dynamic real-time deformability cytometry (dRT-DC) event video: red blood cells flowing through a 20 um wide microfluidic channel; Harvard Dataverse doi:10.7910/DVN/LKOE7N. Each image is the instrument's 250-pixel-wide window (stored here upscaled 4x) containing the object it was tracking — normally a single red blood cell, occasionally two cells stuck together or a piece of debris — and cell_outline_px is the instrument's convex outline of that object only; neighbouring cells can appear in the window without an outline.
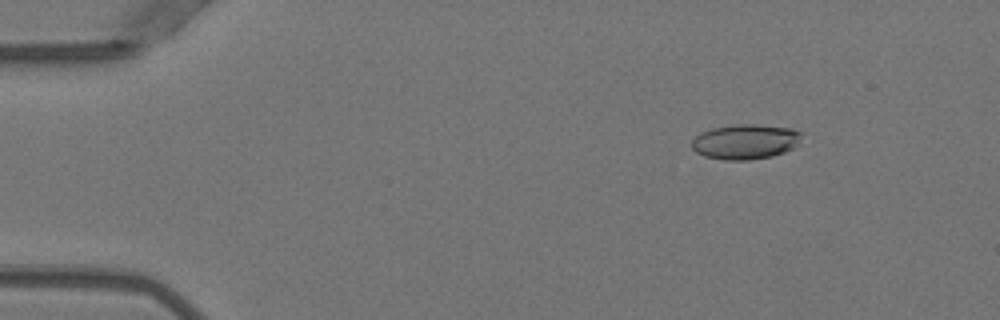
{"species": "Egyptian fruit bat (a non-hibernating species)", "species_latin": "Rousettus aegyptiacus", "temperature_condition": "warm", "stored_images_in_passage": 51, "camera_frame_rate_fps": 3000, "um_per_image_px": 0.085, "animal": {"sex": "female"}, "frame": {"image": 1, "passage_image": 7, "time_ms": 2.0, "image_size_px": [1000, 320], "cell_outline_px": [[800, 136], [796, 144], [792, 148], [784, 152], [772, 156], [748, 160], [724, 160], [704, 156], [696, 152], [692, 148], [692, 140], [700, 132], [712, 128], [736, 124], [756, 124], [792, 128], [800, 132]], "centroid_in_image_um": [63.31, 12.04], "position_along_channel_um": 21.7, "area_um2": 22.31}}
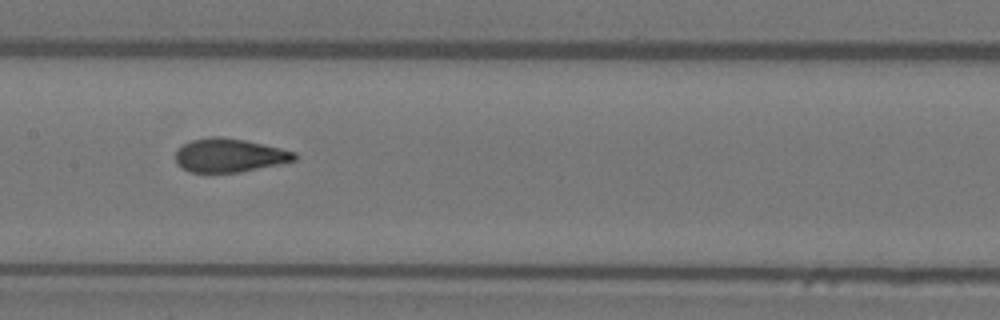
{"frame": {"image": 2, "passage_image": 26, "time_ms": 8.333, "image_size_px": [1000, 320], "cell_outline_px": [[296, 160], [240, 172], [192, 172], [176, 164], [176, 152], [184, 144], [192, 140], [212, 136], [220, 136], [244, 140], [280, 148], [296, 152]], "centroid_in_image_um": [19.49, 13.2], "position_along_channel_um": 187.9, "area_um2": 22.95}}
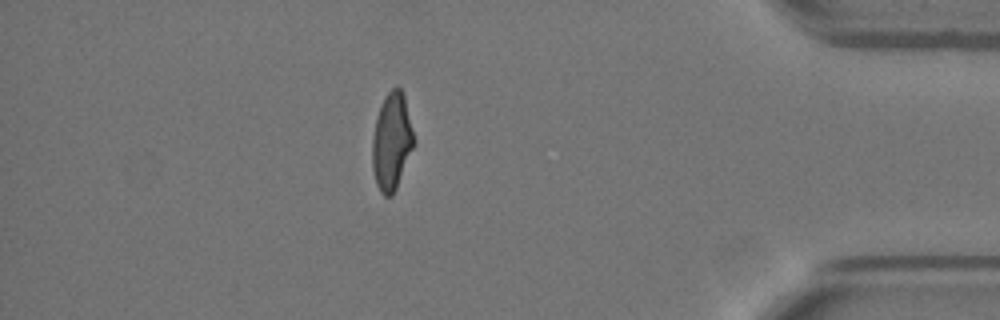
{"frame": {"image": 3, "passage_image": 45, "time_ms": 14.667, "image_size_px": [1000, 320], "cell_outline_px": [[416, 140], [396, 188], [392, 196], [384, 196], [380, 192], [376, 184], [372, 168], [372, 140], [376, 116], [380, 104], [384, 96], [396, 84], [400, 88], [404, 96]], "centroid_in_image_um": [33.28, 12.0], "position_along_channel_um": 401.9, "area_um2": 23.76}, "authors_computed_cell_mechanics": {"area_um2": 23.2934, "velocity_mm_per_s": 4.0043, "shape_relaxation_time_tau1_ms": 5.2878, "shape_relaxation_time_tau2_ms": 0.7305, "deformation_change_tau1": 0.2145, "deformation_change_tau2": 0.0764}}